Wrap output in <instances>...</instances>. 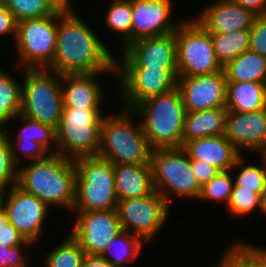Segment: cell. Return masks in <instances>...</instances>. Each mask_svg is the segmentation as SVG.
Segmentation results:
<instances>
[{
    "instance_id": "37",
    "label": "cell",
    "mask_w": 266,
    "mask_h": 267,
    "mask_svg": "<svg viewBox=\"0 0 266 267\" xmlns=\"http://www.w3.org/2000/svg\"><path fill=\"white\" fill-rule=\"evenodd\" d=\"M18 166L13 161L11 155L8 134H0V185L12 187L17 183Z\"/></svg>"
},
{
    "instance_id": "20",
    "label": "cell",
    "mask_w": 266,
    "mask_h": 267,
    "mask_svg": "<svg viewBox=\"0 0 266 267\" xmlns=\"http://www.w3.org/2000/svg\"><path fill=\"white\" fill-rule=\"evenodd\" d=\"M190 159L200 160L216 167L220 171L232 170L237 159L242 155L223 135L196 138L182 147Z\"/></svg>"
},
{
    "instance_id": "33",
    "label": "cell",
    "mask_w": 266,
    "mask_h": 267,
    "mask_svg": "<svg viewBox=\"0 0 266 267\" xmlns=\"http://www.w3.org/2000/svg\"><path fill=\"white\" fill-rule=\"evenodd\" d=\"M244 159L242 154L232 167V169H241L237 175L232 173L235 180L234 184L238 186L239 189H247L254 193H261L266 184V163L264 159L261 158L262 163H264L262 166L247 165Z\"/></svg>"
},
{
    "instance_id": "16",
    "label": "cell",
    "mask_w": 266,
    "mask_h": 267,
    "mask_svg": "<svg viewBox=\"0 0 266 267\" xmlns=\"http://www.w3.org/2000/svg\"><path fill=\"white\" fill-rule=\"evenodd\" d=\"M186 112L225 107L227 80L224 71L192 77H178Z\"/></svg>"
},
{
    "instance_id": "13",
    "label": "cell",
    "mask_w": 266,
    "mask_h": 267,
    "mask_svg": "<svg viewBox=\"0 0 266 267\" xmlns=\"http://www.w3.org/2000/svg\"><path fill=\"white\" fill-rule=\"evenodd\" d=\"M75 213L76 222L70 234L85 254L100 255L107 244L123 231L116 209Z\"/></svg>"
},
{
    "instance_id": "40",
    "label": "cell",
    "mask_w": 266,
    "mask_h": 267,
    "mask_svg": "<svg viewBox=\"0 0 266 267\" xmlns=\"http://www.w3.org/2000/svg\"><path fill=\"white\" fill-rule=\"evenodd\" d=\"M249 49L266 57V14L257 16L250 28Z\"/></svg>"
},
{
    "instance_id": "43",
    "label": "cell",
    "mask_w": 266,
    "mask_h": 267,
    "mask_svg": "<svg viewBox=\"0 0 266 267\" xmlns=\"http://www.w3.org/2000/svg\"><path fill=\"white\" fill-rule=\"evenodd\" d=\"M25 238L19 231L8 221L0 230V245L19 246L25 242Z\"/></svg>"
},
{
    "instance_id": "30",
    "label": "cell",
    "mask_w": 266,
    "mask_h": 267,
    "mask_svg": "<svg viewBox=\"0 0 266 267\" xmlns=\"http://www.w3.org/2000/svg\"><path fill=\"white\" fill-rule=\"evenodd\" d=\"M107 9L106 26L110 31L120 34L123 51L131 43L132 0H114Z\"/></svg>"
},
{
    "instance_id": "24",
    "label": "cell",
    "mask_w": 266,
    "mask_h": 267,
    "mask_svg": "<svg viewBox=\"0 0 266 267\" xmlns=\"http://www.w3.org/2000/svg\"><path fill=\"white\" fill-rule=\"evenodd\" d=\"M225 108L235 112L266 108V83L227 82Z\"/></svg>"
},
{
    "instance_id": "49",
    "label": "cell",
    "mask_w": 266,
    "mask_h": 267,
    "mask_svg": "<svg viewBox=\"0 0 266 267\" xmlns=\"http://www.w3.org/2000/svg\"><path fill=\"white\" fill-rule=\"evenodd\" d=\"M8 222V216L5 209L0 211V230L4 227V224Z\"/></svg>"
},
{
    "instance_id": "6",
    "label": "cell",
    "mask_w": 266,
    "mask_h": 267,
    "mask_svg": "<svg viewBox=\"0 0 266 267\" xmlns=\"http://www.w3.org/2000/svg\"><path fill=\"white\" fill-rule=\"evenodd\" d=\"M100 108L63 107L56 129L57 153L68 159L97 156L103 114Z\"/></svg>"
},
{
    "instance_id": "44",
    "label": "cell",
    "mask_w": 266,
    "mask_h": 267,
    "mask_svg": "<svg viewBox=\"0 0 266 267\" xmlns=\"http://www.w3.org/2000/svg\"><path fill=\"white\" fill-rule=\"evenodd\" d=\"M235 4L240 5L245 9L252 10L255 14H266V0H230Z\"/></svg>"
},
{
    "instance_id": "27",
    "label": "cell",
    "mask_w": 266,
    "mask_h": 267,
    "mask_svg": "<svg viewBox=\"0 0 266 267\" xmlns=\"http://www.w3.org/2000/svg\"><path fill=\"white\" fill-rule=\"evenodd\" d=\"M210 36L216 58L222 67L249 49L250 29L210 33Z\"/></svg>"
},
{
    "instance_id": "47",
    "label": "cell",
    "mask_w": 266,
    "mask_h": 267,
    "mask_svg": "<svg viewBox=\"0 0 266 267\" xmlns=\"http://www.w3.org/2000/svg\"><path fill=\"white\" fill-rule=\"evenodd\" d=\"M262 215L266 216V184L263 190L260 193V210Z\"/></svg>"
},
{
    "instance_id": "9",
    "label": "cell",
    "mask_w": 266,
    "mask_h": 267,
    "mask_svg": "<svg viewBox=\"0 0 266 267\" xmlns=\"http://www.w3.org/2000/svg\"><path fill=\"white\" fill-rule=\"evenodd\" d=\"M178 77L222 71L210 33L196 20L182 21L175 31Z\"/></svg>"
},
{
    "instance_id": "28",
    "label": "cell",
    "mask_w": 266,
    "mask_h": 267,
    "mask_svg": "<svg viewBox=\"0 0 266 267\" xmlns=\"http://www.w3.org/2000/svg\"><path fill=\"white\" fill-rule=\"evenodd\" d=\"M217 267H266V248L247 242L233 243L221 257Z\"/></svg>"
},
{
    "instance_id": "25",
    "label": "cell",
    "mask_w": 266,
    "mask_h": 267,
    "mask_svg": "<svg viewBox=\"0 0 266 267\" xmlns=\"http://www.w3.org/2000/svg\"><path fill=\"white\" fill-rule=\"evenodd\" d=\"M227 82L266 83V57L248 49L223 66Z\"/></svg>"
},
{
    "instance_id": "41",
    "label": "cell",
    "mask_w": 266,
    "mask_h": 267,
    "mask_svg": "<svg viewBox=\"0 0 266 267\" xmlns=\"http://www.w3.org/2000/svg\"><path fill=\"white\" fill-rule=\"evenodd\" d=\"M191 167L193 173L197 180L199 181L200 185L203 186L212 178H214L218 173L221 171L218 170L216 167L207 164L200 160L190 159Z\"/></svg>"
},
{
    "instance_id": "1",
    "label": "cell",
    "mask_w": 266,
    "mask_h": 267,
    "mask_svg": "<svg viewBox=\"0 0 266 267\" xmlns=\"http://www.w3.org/2000/svg\"><path fill=\"white\" fill-rule=\"evenodd\" d=\"M75 10H58L55 55L47 68L61 75L76 73H116L113 53Z\"/></svg>"
},
{
    "instance_id": "11",
    "label": "cell",
    "mask_w": 266,
    "mask_h": 267,
    "mask_svg": "<svg viewBox=\"0 0 266 267\" xmlns=\"http://www.w3.org/2000/svg\"><path fill=\"white\" fill-rule=\"evenodd\" d=\"M169 206L155 190L152 194L141 198L118 200L116 211L122 230L134 234L147 243L152 241L167 222Z\"/></svg>"
},
{
    "instance_id": "10",
    "label": "cell",
    "mask_w": 266,
    "mask_h": 267,
    "mask_svg": "<svg viewBox=\"0 0 266 267\" xmlns=\"http://www.w3.org/2000/svg\"><path fill=\"white\" fill-rule=\"evenodd\" d=\"M58 11L42 18L17 22L15 48L24 69L48 68L55 55Z\"/></svg>"
},
{
    "instance_id": "4",
    "label": "cell",
    "mask_w": 266,
    "mask_h": 267,
    "mask_svg": "<svg viewBox=\"0 0 266 267\" xmlns=\"http://www.w3.org/2000/svg\"><path fill=\"white\" fill-rule=\"evenodd\" d=\"M120 112L107 118L104 116L97 156L110 161L113 165L150 163L152 148L141 122L135 125L133 110L126 109Z\"/></svg>"
},
{
    "instance_id": "32",
    "label": "cell",
    "mask_w": 266,
    "mask_h": 267,
    "mask_svg": "<svg viewBox=\"0 0 266 267\" xmlns=\"http://www.w3.org/2000/svg\"><path fill=\"white\" fill-rule=\"evenodd\" d=\"M85 251L69 233L65 240L46 255L45 267H80Z\"/></svg>"
},
{
    "instance_id": "22",
    "label": "cell",
    "mask_w": 266,
    "mask_h": 267,
    "mask_svg": "<svg viewBox=\"0 0 266 267\" xmlns=\"http://www.w3.org/2000/svg\"><path fill=\"white\" fill-rule=\"evenodd\" d=\"M113 167L118 200L141 198L155 191L151 163L116 164Z\"/></svg>"
},
{
    "instance_id": "36",
    "label": "cell",
    "mask_w": 266,
    "mask_h": 267,
    "mask_svg": "<svg viewBox=\"0 0 266 267\" xmlns=\"http://www.w3.org/2000/svg\"><path fill=\"white\" fill-rule=\"evenodd\" d=\"M227 207L229 212L236 217L247 216L255 209L260 210V193H254L247 189H239L238 186L233 184Z\"/></svg>"
},
{
    "instance_id": "39",
    "label": "cell",
    "mask_w": 266,
    "mask_h": 267,
    "mask_svg": "<svg viewBox=\"0 0 266 267\" xmlns=\"http://www.w3.org/2000/svg\"><path fill=\"white\" fill-rule=\"evenodd\" d=\"M33 244L31 241H25L19 246L0 245V267H29L28 259L21 253L23 247Z\"/></svg>"
},
{
    "instance_id": "15",
    "label": "cell",
    "mask_w": 266,
    "mask_h": 267,
    "mask_svg": "<svg viewBox=\"0 0 266 267\" xmlns=\"http://www.w3.org/2000/svg\"><path fill=\"white\" fill-rule=\"evenodd\" d=\"M5 196V207L8 221L27 241L37 243L43 234V223L49 207L33 194L25 192L17 185L9 187Z\"/></svg>"
},
{
    "instance_id": "45",
    "label": "cell",
    "mask_w": 266,
    "mask_h": 267,
    "mask_svg": "<svg viewBox=\"0 0 266 267\" xmlns=\"http://www.w3.org/2000/svg\"><path fill=\"white\" fill-rule=\"evenodd\" d=\"M80 267H114L106 258L100 255L85 254Z\"/></svg>"
},
{
    "instance_id": "51",
    "label": "cell",
    "mask_w": 266,
    "mask_h": 267,
    "mask_svg": "<svg viewBox=\"0 0 266 267\" xmlns=\"http://www.w3.org/2000/svg\"><path fill=\"white\" fill-rule=\"evenodd\" d=\"M260 154H261V157L264 159V161L266 163V150L262 151Z\"/></svg>"
},
{
    "instance_id": "34",
    "label": "cell",
    "mask_w": 266,
    "mask_h": 267,
    "mask_svg": "<svg viewBox=\"0 0 266 267\" xmlns=\"http://www.w3.org/2000/svg\"><path fill=\"white\" fill-rule=\"evenodd\" d=\"M1 2L12 12L17 22L50 16L58 11L50 0H1Z\"/></svg>"
},
{
    "instance_id": "7",
    "label": "cell",
    "mask_w": 266,
    "mask_h": 267,
    "mask_svg": "<svg viewBox=\"0 0 266 267\" xmlns=\"http://www.w3.org/2000/svg\"><path fill=\"white\" fill-rule=\"evenodd\" d=\"M23 71L21 114L57 129L64 107L61 74L47 68Z\"/></svg>"
},
{
    "instance_id": "50",
    "label": "cell",
    "mask_w": 266,
    "mask_h": 267,
    "mask_svg": "<svg viewBox=\"0 0 266 267\" xmlns=\"http://www.w3.org/2000/svg\"><path fill=\"white\" fill-rule=\"evenodd\" d=\"M4 125H6L3 121L0 120V134L5 133V130H2V127H4Z\"/></svg>"
},
{
    "instance_id": "12",
    "label": "cell",
    "mask_w": 266,
    "mask_h": 267,
    "mask_svg": "<svg viewBox=\"0 0 266 267\" xmlns=\"http://www.w3.org/2000/svg\"><path fill=\"white\" fill-rule=\"evenodd\" d=\"M120 73V94L125 109L133 110L139 103L177 87V69L116 68Z\"/></svg>"
},
{
    "instance_id": "35",
    "label": "cell",
    "mask_w": 266,
    "mask_h": 267,
    "mask_svg": "<svg viewBox=\"0 0 266 267\" xmlns=\"http://www.w3.org/2000/svg\"><path fill=\"white\" fill-rule=\"evenodd\" d=\"M230 171H221L204 184L198 199L209 202H225L227 206L234 184V178Z\"/></svg>"
},
{
    "instance_id": "18",
    "label": "cell",
    "mask_w": 266,
    "mask_h": 267,
    "mask_svg": "<svg viewBox=\"0 0 266 267\" xmlns=\"http://www.w3.org/2000/svg\"><path fill=\"white\" fill-rule=\"evenodd\" d=\"M224 135L240 152L260 154L266 150V108L253 112L227 110Z\"/></svg>"
},
{
    "instance_id": "38",
    "label": "cell",
    "mask_w": 266,
    "mask_h": 267,
    "mask_svg": "<svg viewBox=\"0 0 266 267\" xmlns=\"http://www.w3.org/2000/svg\"><path fill=\"white\" fill-rule=\"evenodd\" d=\"M6 133L8 134L10 142L11 155L17 166L21 163V161H18L21 159L18 157L20 153H23L24 157L28 158L30 161L46 158L50 154V152L39 142L32 141V143H21V140H15V142H13L12 138L9 136V132L6 131Z\"/></svg>"
},
{
    "instance_id": "26",
    "label": "cell",
    "mask_w": 266,
    "mask_h": 267,
    "mask_svg": "<svg viewBox=\"0 0 266 267\" xmlns=\"http://www.w3.org/2000/svg\"><path fill=\"white\" fill-rule=\"evenodd\" d=\"M143 240L128 231L120 232L110 241L100 256L106 258L114 267H128L141 253Z\"/></svg>"
},
{
    "instance_id": "29",
    "label": "cell",
    "mask_w": 266,
    "mask_h": 267,
    "mask_svg": "<svg viewBox=\"0 0 266 267\" xmlns=\"http://www.w3.org/2000/svg\"><path fill=\"white\" fill-rule=\"evenodd\" d=\"M22 85L0 67V120L6 125L21 113Z\"/></svg>"
},
{
    "instance_id": "19",
    "label": "cell",
    "mask_w": 266,
    "mask_h": 267,
    "mask_svg": "<svg viewBox=\"0 0 266 267\" xmlns=\"http://www.w3.org/2000/svg\"><path fill=\"white\" fill-rule=\"evenodd\" d=\"M196 19L209 33L250 29L258 16L230 0H216L204 7Z\"/></svg>"
},
{
    "instance_id": "5",
    "label": "cell",
    "mask_w": 266,
    "mask_h": 267,
    "mask_svg": "<svg viewBox=\"0 0 266 267\" xmlns=\"http://www.w3.org/2000/svg\"><path fill=\"white\" fill-rule=\"evenodd\" d=\"M76 168L74 212L113 210L117 208L113 164L99 156L73 160Z\"/></svg>"
},
{
    "instance_id": "21",
    "label": "cell",
    "mask_w": 266,
    "mask_h": 267,
    "mask_svg": "<svg viewBox=\"0 0 266 267\" xmlns=\"http://www.w3.org/2000/svg\"><path fill=\"white\" fill-rule=\"evenodd\" d=\"M107 72L76 73L61 75L62 98L64 107L101 108L103 101L97 77Z\"/></svg>"
},
{
    "instance_id": "17",
    "label": "cell",
    "mask_w": 266,
    "mask_h": 267,
    "mask_svg": "<svg viewBox=\"0 0 266 267\" xmlns=\"http://www.w3.org/2000/svg\"><path fill=\"white\" fill-rule=\"evenodd\" d=\"M172 3V0H132L131 43L175 32L182 20H172Z\"/></svg>"
},
{
    "instance_id": "3",
    "label": "cell",
    "mask_w": 266,
    "mask_h": 267,
    "mask_svg": "<svg viewBox=\"0 0 266 267\" xmlns=\"http://www.w3.org/2000/svg\"><path fill=\"white\" fill-rule=\"evenodd\" d=\"M133 111L143 117L140 122L152 149L182 147L186 110L178 87L144 100Z\"/></svg>"
},
{
    "instance_id": "42",
    "label": "cell",
    "mask_w": 266,
    "mask_h": 267,
    "mask_svg": "<svg viewBox=\"0 0 266 267\" xmlns=\"http://www.w3.org/2000/svg\"><path fill=\"white\" fill-rule=\"evenodd\" d=\"M17 21L12 12L1 2L0 3V36L12 34L16 38Z\"/></svg>"
},
{
    "instance_id": "46",
    "label": "cell",
    "mask_w": 266,
    "mask_h": 267,
    "mask_svg": "<svg viewBox=\"0 0 266 267\" xmlns=\"http://www.w3.org/2000/svg\"><path fill=\"white\" fill-rule=\"evenodd\" d=\"M52 4L58 9V10H74L71 7V0H50Z\"/></svg>"
},
{
    "instance_id": "48",
    "label": "cell",
    "mask_w": 266,
    "mask_h": 267,
    "mask_svg": "<svg viewBox=\"0 0 266 267\" xmlns=\"http://www.w3.org/2000/svg\"><path fill=\"white\" fill-rule=\"evenodd\" d=\"M6 189H9V188L0 185V211L3 210L5 207L4 196H6V194H7L6 192H8Z\"/></svg>"
},
{
    "instance_id": "8",
    "label": "cell",
    "mask_w": 266,
    "mask_h": 267,
    "mask_svg": "<svg viewBox=\"0 0 266 267\" xmlns=\"http://www.w3.org/2000/svg\"><path fill=\"white\" fill-rule=\"evenodd\" d=\"M153 185L166 200L169 198H199L202 186L195 177L189 155L181 148L152 149L151 159Z\"/></svg>"
},
{
    "instance_id": "2",
    "label": "cell",
    "mask_w": 266,
    "mask_h": 267,
    "mask_svg": "<svg viewBox=\"0 0 266 267\" xmlns=\"http://www.w3.org/2000/svg\"><path fill=\"white\" fill-rule=\"evenodd\" d=\"M20 167V168H19ZM49 208L54 205L73 210L76 189V168L72 159L59 153L18 166L17 183Z\"/></svg>"
},
{
    "instance_id": "14",
    "label": "cell",
    "mask_w": 266,
    "mask_h": 267,
    "mask_svg": "<svg viewBox=\"0 0 266 267\" xmlns=\"http://www.w3.org/2000/svg\"><path fill=\"white\" fill-rule=\"evenodd\" d=\"M120 54L116 68L177 69L175 32L139 39Z\"/></svg>"
},
{
    "instance_id": "23",
    "label": "cell",
    "mask_w": 266,
    "mask_h": 267,
    "mask_svg": "<svg viewBox=\"0 0 266 267\" xmlns=\"http://www.w3.org/2000/svg\"><path fill=\"white\" fill-rule=\"evenodd\" d=\"M226 112L225 107L186 112L182 147L186 142L196 138L223 135L225 133Z\"/></svg>"
},
{
    "instance_id": "31",
    "label": "cell",
    "mask_w": 266,
    "mask_h": 267,
    "mask_svg": "<svg viewBox=\"0 0 266 267\" xmlns=\"http://www.w3.org/2000/svg\"><path fill=\"white\" fill-rule=\"evenodd\" d=\"M20 118L22 127L17 133V139L21 140V143H32L39 142L43 145L50 153H57V142H56V129L48 124L40 123L39 121L30 119L21 113L16 116ZM51 143V144H50ZM54 144V151H51V147ZM51 146V147H50Z\"/></svg>"
}]
</instances>
